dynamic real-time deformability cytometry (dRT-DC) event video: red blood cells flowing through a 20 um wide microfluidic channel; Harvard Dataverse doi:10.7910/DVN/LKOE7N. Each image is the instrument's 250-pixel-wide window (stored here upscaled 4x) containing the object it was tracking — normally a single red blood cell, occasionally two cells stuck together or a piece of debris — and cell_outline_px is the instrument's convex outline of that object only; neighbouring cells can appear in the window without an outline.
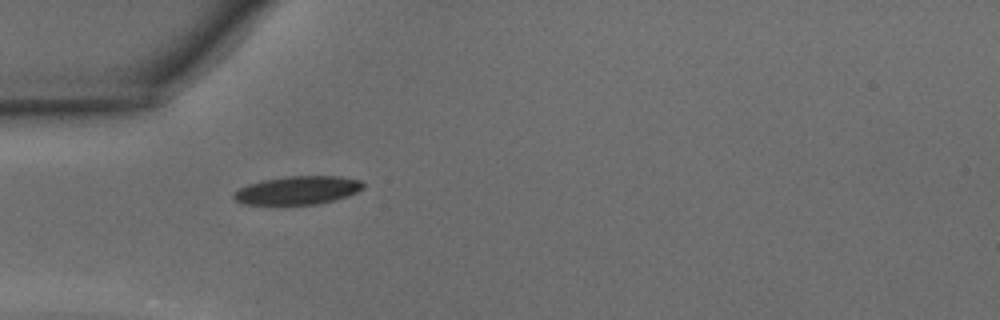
{"species": "common noctule bat (a hibernating species)", "species_latin": "Nyctalus noctula", "temperature_condition": "warm", "stored_images_in_passage": 27, "camera_frame_rate_fps": 3000, "um_per_image_px": 0.085, "animal": {"sex": "male", "body_mass_g": 15.6}, "frame": {"image": 1, "passage_image": 1, "time_ms": 0.0, "image_size_px": [1000, 320], "cell_outline_px": [[364, 188], [356, 192], [332, 200], [316, 204], [244, 204], [236, 200], [232, 196], [240, 188], [248, 184], [264, 180], [288, 176], [340, 176], [360, 180], [364, 184]], "centroid_in_image_um": [25.31, 16.16], "position_along_channel_um": 59.7, "area_um2": 20.98}}
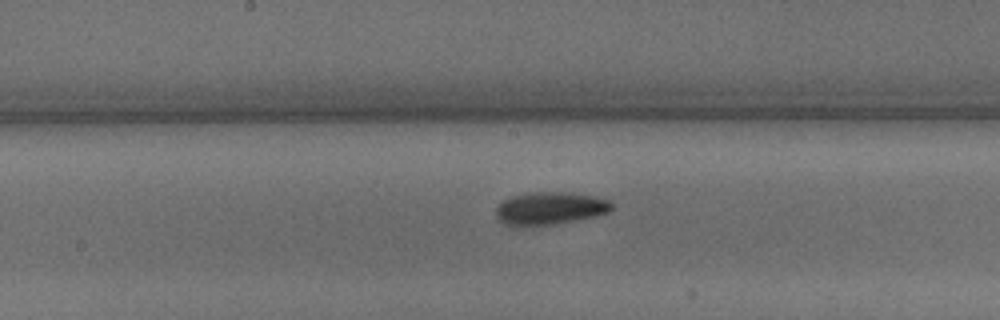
{"frame": {"image": 2, "passage_image": 11, "time_ms": 3.333, "image_size_px": [1000, 320], "cell_outline_px": [[612, 208], [608, 212], [596, 216], [552, 224], [524, 228], [512, 228], [504, 224], [496, 216], [496, 208], [504, 200], [512, 196], [536, 192], [568, 192], [592, 196], [612, 200]], "centroid_in_image_um": [46.71, 17.74], "position_along_channel_um": 201.5, "area_um2": 22.31}}
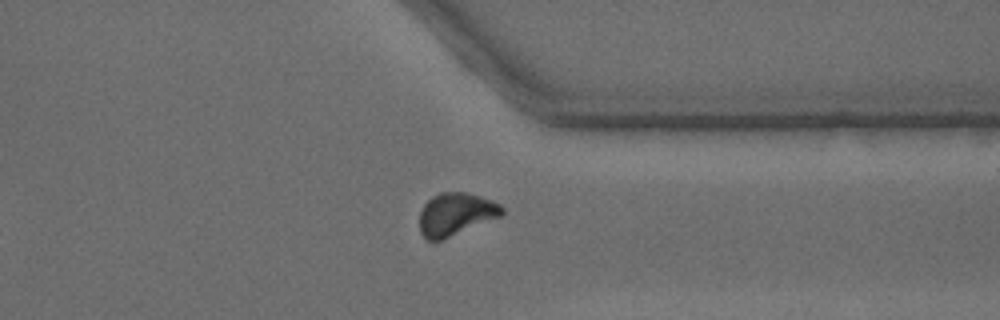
{"frame": {"image": 3, "passage_image": 23, "time_ms": 7.333, "image_size_px": [1000, 320], "cell_outline_px": [[504, 212], [500, 216], [440, 240], [428, 240], [420, 232], [420, 212], [424, 204], [432, 196], [440, 192], [464, 192], [480, 196], [492, 200], [500, 204], [504, 208]], "centroid_in_image_um": [38.73, 18.18], "position_along_channel_um": 372.7, "area_um2": 20.17}, "authors_computed_cell_mechanics": {"area_um2": 20.9236, "velocity_mm_per_s": 4.3314, "shape_relaxation_time_tau1_ms": 2.4318, "shape_relaxation_time_tau2_ms": 4.3595, "deformation_change_tau1": 0.1243, "deformation_change_tau2": 0.0976}}